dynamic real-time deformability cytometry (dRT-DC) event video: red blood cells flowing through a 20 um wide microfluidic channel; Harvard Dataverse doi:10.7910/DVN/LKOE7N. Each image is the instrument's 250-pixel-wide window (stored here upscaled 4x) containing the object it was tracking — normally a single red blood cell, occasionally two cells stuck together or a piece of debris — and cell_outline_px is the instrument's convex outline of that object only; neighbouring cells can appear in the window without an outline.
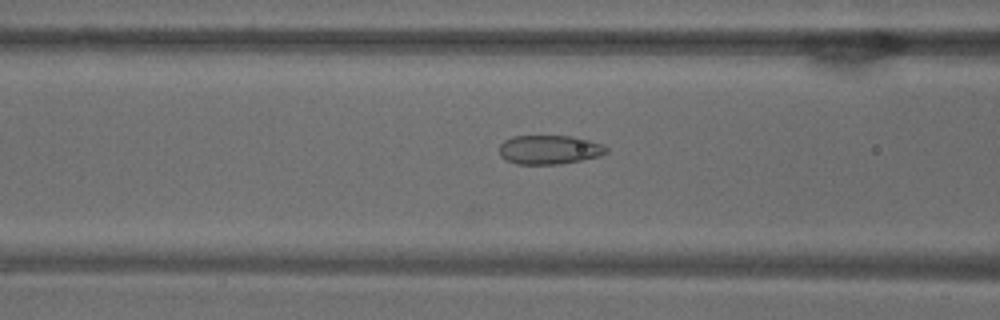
{"species": "common noctule bat (a hibernating species)", "species_latin": "Nyctalus noctula", "temperature_condition": "warm", "stored_images_in_passage": 38, "camera_frame_rate_fps": 3000, "um_per_image_px": 0.085, "animal": {"sex": "male", "body_mass_g": 18.8}, "frame": {"image": 1, "passage_image": 6, "time_ms": 1.667, "image_size_px": [1000, 320], "cell_outline_px": [[608, 152], [600, 156], [560, 164], [516, 164], [500, 156], [500, 144], [504, 140], [512, 136], [572, 136], [604, 144], [608, 148]], "centroid_in_image_um": [46.71, 12.72], "position_along_channel_um": 119.9, "area_um2": 18.15}}
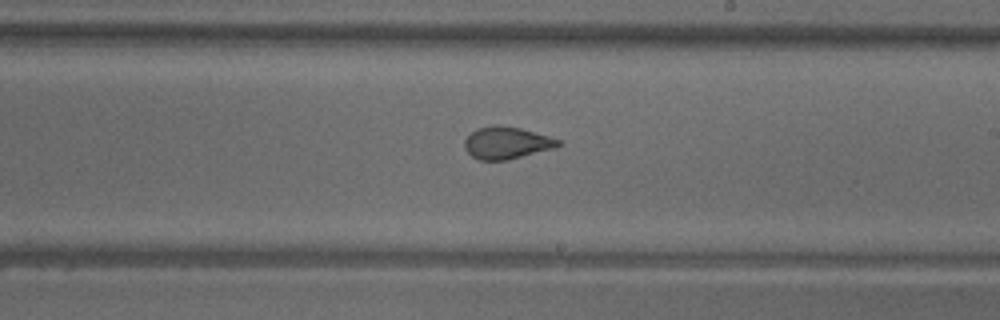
{"frame": {"image": 2, "passage_image": 16, "time_ms": 5.0, "image_size_px": [1000, 320], "cell_outline_px": [[564, 144], [556, 148], [508, 160], [480, 160], [472, 156], [464, 148], [464, 140], [476, 128], [492, 124], [500, 124], [520, 128], [548, 136], [560, 140]], "centroid_in_image_um": [43.08, 12.13], "position_along_channel_um": 245.9, "area_um2": 17.8}}
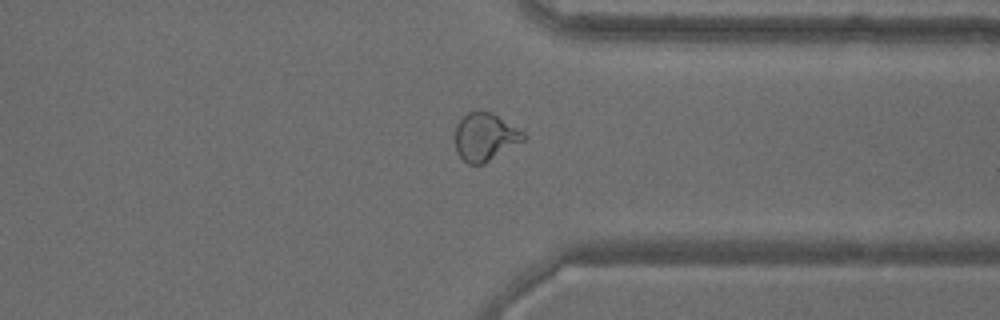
{"frame": {"image": 3, "passage_image": 26, "time_ms": 8.333, "image_size_px": [1000, 320], "cell_outline_px": [[528, 136], [524, 140], [484, 164], [468, 164], [456, 152], [456, 124], [468, 112], [492, 112], [524, 132]], "centroid_in_image_um": [41.24, 11.65], "position_along_channel_um": 370.2, "area_um2": 18.84}, "authors_computed_cell_mechanics": {"area_um2": 18.3515, "velocity_mm_per_s": 3.7816, "shape_relaxation_time_tau1_ms": 8.4765, "shape_relaxation_time_tau2_ms": null, "deformation_change_tau1": 0.1879, "deformation_change_tau2": null}}